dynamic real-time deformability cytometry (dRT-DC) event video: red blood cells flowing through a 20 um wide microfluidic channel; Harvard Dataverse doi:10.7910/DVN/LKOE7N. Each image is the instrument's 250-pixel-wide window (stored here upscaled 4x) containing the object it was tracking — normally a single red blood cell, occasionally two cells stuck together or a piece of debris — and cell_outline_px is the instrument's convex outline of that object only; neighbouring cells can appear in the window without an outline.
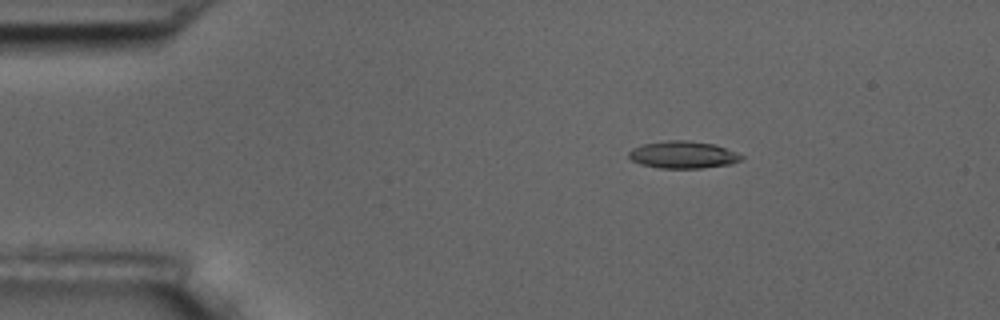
{"species": "common noctule bat (a hibernating species)", "species_latin": "Nyctalus noctula", "temperature_condition": "room temperature", "stored_images_in_passage": 4, "camera_frame_rate_fps": 3000, "um_per_image_px": 0.085, "animal": {"sex": "male", "body_mass_g": 17.5, "forearm_length_mm": 52.3}, "frame": {"image": 1, "passage_image": 2, "time_ms": 1.0, "image_size_px": [1000, 320], "cell_outline_px": [[744, 156], [740, 160], [732, 164], [700, 168], [660, 168], [640, 164], [632, 160], [628, 156], [628, 152], [632, 148], [644, 144], [668, 140], [688, 140], [716, 144], [736, 152]], "centroid_in_image_um": [58.06, 13.15], "position_along_channel_um": 26.9, "area_um2": 17.92}}